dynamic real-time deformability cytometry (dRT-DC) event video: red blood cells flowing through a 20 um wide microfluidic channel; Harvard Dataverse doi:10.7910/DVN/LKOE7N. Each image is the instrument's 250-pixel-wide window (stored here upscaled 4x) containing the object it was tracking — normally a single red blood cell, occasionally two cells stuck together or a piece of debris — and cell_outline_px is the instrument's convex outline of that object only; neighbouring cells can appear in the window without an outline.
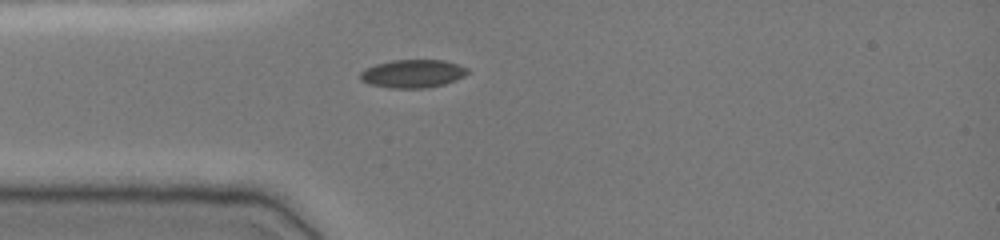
{"species": "common noctule bat (a hibernating species)", "species_latin": "Nyctalus noctula", "temperature_condition": "cold", "stored_images_in_passage": 35, "camera_frame_rate_fps": 3000, "um_per_image_px": 0.085, "animal": {"sex": "female", "body_mass_g": 19.0, "forearm_length_mm": 51.5}, "frame": {"image": 1, "passage_image": 1, "time_ms": 0.0, "image_size_px": [1000, 240], "cell_outline_px": [[468, 72], [464, 76], [456, 80], [444, 84], [424, 88], [388, 88], [368, 84], [360, 80], [360, 72], [364, 68], [376, 64], [392, 60], [444, 60], [468, 68]], "centroid_in_image_um": [35.04, 6.26], "position_along_channel_um": 50.0, "area_um2": 17.69}}
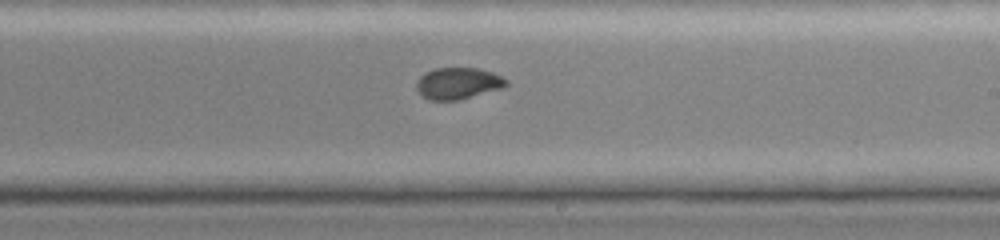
{"frame": {"image": 2, "passage_image": 17, "time_ms": 5.333, "image_size_px": [1000, 240], "cell_outline_px": [[508, 84], [500, 88], [460, 100], [428, 100], [416, 88], [416, 80], [424, 72], [436, 68], [476, 68], [492, 72], [508, 80]], "centroid_in_image_um": [38.9, 7.08], "position_along_channel_um": 250.1, "area_um2": 16.42}}
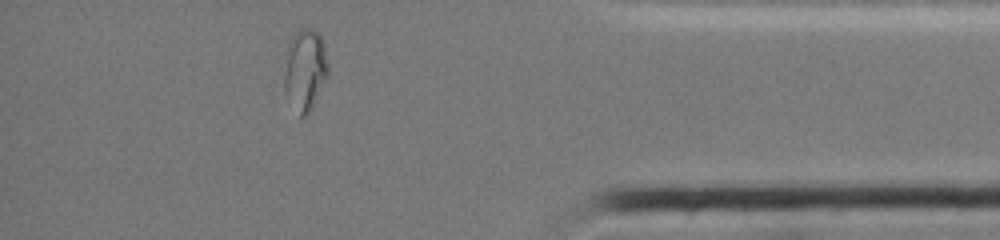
{"frame": {"image": 3, "passage_image": 31, "time_ms": 10.0, "image_size_px": [1000, 240], "cell_outline_px": [[328, 76], [312, 108], [304, 116], [300, 116], [284, 92], [284, 76], [288, 44], [292, 36], [300, 28], [308, 28], [316, 32], [320, 36], [324, 44], [328, 64]], "centroid_in_image_um": [25.94, 5.92], "position_along_channel_um": 409.3, "area_um2": 20.69}}